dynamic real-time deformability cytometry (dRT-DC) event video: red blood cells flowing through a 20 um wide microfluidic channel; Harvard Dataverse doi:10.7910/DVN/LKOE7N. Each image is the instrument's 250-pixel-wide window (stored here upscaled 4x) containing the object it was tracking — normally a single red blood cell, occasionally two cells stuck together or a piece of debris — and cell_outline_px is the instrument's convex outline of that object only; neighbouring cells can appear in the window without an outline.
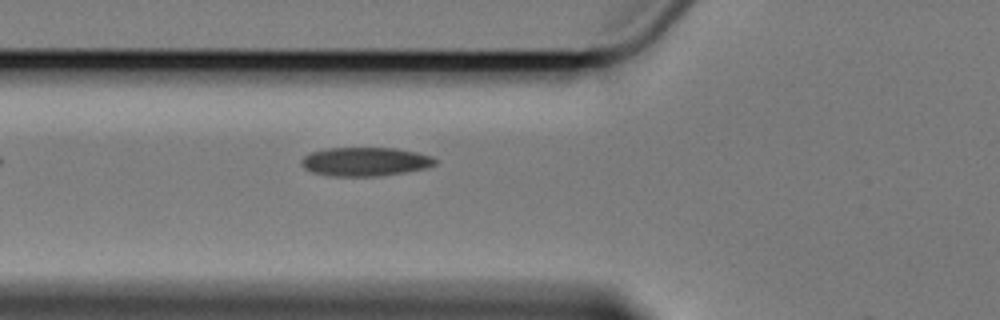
{"species": "Egyptian fruit bat (a non-hibernating species)", "species_latin": "Rousettus aegyptiacus", "temperature_condition": "cold", "stored_images_in_passage": 6, "camera_frame_rate_fps": 3000, "um_per_image_px": 0.085, "animal": {"sex": "female"}, "frame": {"image": 1, "passage_image": 6, "time_ms": 6.0, "image_size_px": [1000, 320], "cell_outline_px": [[436, 164], [424, 168], [404, 172], [380, 176], [336, 176], [312, 172], [304, 168], [304, 156], [312, 152], [324, 148], [396, 148], [416, 152], [432, 156], [436, 160]], "centroid_in_image_um": [31.07, 13.73], "position_along_channel_um": 94.7, "area_um2": 22.14}}